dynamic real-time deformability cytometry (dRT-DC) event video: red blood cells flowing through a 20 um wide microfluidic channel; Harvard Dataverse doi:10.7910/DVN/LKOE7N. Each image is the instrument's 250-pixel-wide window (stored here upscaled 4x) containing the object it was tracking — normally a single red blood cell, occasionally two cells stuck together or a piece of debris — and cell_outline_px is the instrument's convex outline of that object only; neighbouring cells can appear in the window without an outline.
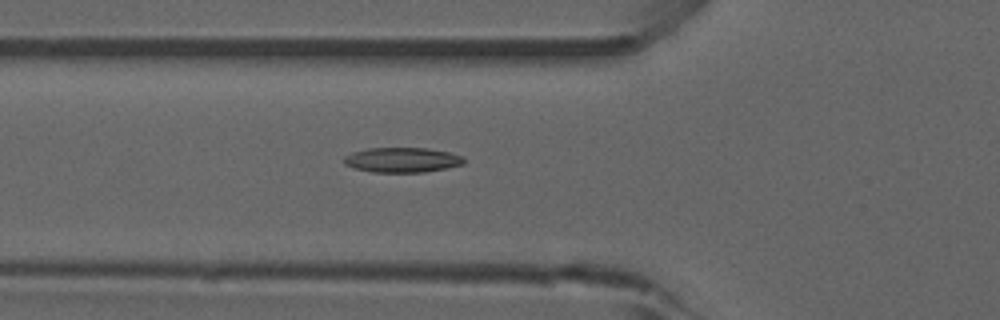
{"species": "common noctule bat (a hibernating species)", "species_latin": "Nyctalus noctula", "temperature_condition": "room temperature", "stored_images_in_passage": 48, "camera_frame_rate_fps": 3000, "um_per_image_px": 0.085, "animal": {"sex": "male", "forearm_length_mm": 52.5}, "frame": {"image": 1, "passage_image": 14, "time_ms": 4.333, "image_size_px": [1000, 320], "cell_outline_px": [[464, 164], [424, 172], [372, 172], [356, 168], [344, 164], [344, 156], [352, 152], [368, 148], [428, 148], [448, 152], [464, 156]], "centroid_in_image_um": [34.18, 13.58], "position_along_channel_um": 91.6, "area_um2": 17.34}, "authors_computed_cell_mechanics": {"area_um2": 16.762, "velocity_mm_per_s": 3.9296, "shape_relaxation_time_tau1_ms": null, "shape_relaxation_time_tau2_ms": 3.7741, "deformation_change_tau1": null, "deformation_change_tau2": 0.1071}}